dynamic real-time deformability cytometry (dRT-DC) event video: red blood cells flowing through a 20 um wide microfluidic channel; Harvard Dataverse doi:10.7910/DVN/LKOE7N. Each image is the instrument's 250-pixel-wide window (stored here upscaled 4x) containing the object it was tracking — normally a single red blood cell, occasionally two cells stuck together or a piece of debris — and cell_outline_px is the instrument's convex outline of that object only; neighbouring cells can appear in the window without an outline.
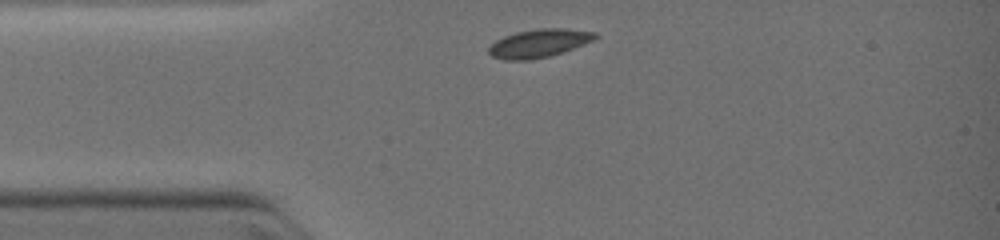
{"species": "common noctule bat (a hibernating species)", "species_latin": "Nyctalus noctula", "temperature_condition": "warm", "stored_images_in_passage": 3, "camera_frame_rate_fps": 3000, "um_per_image_px": 0.085, "animal": {"sex": "female", "body_mass_g": 19.0, "forearm_length_mm": 51.5}, "frame": {"image": 1, "passage_image": 1, "time_ms": 0.0, "image_size_px": [1000, 240], "cell_outline_px": [[600, 36], [592, 40], [572, 48], [548, 56], [528, 60], [504, 60], [492, 56], [488, 52], [488, 48], [496, 40], [504, 36], [516, 32], [540, 28], [564, 28], [596, 32]], "centroid_in_image_um": [45.79, 3.66], "position_along_channel_um": 39.2, "area_um2": 17.28}}
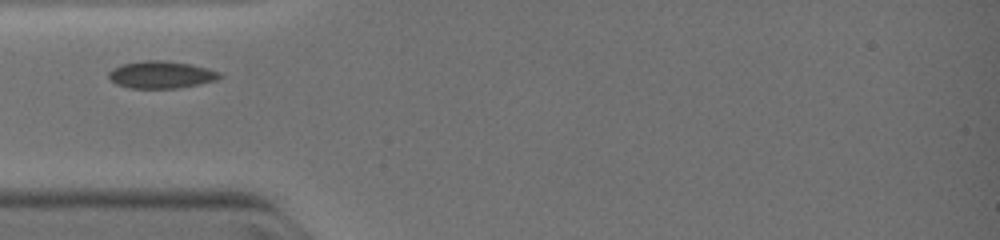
{"frame": {"image": 2, "passage_image": 3, "time_ms": 1.0, "image_size_px": [1000, 240], "cell_outline_px": [[220, 76], [216, 80], [176, 88], [132, 88], [116, 84], [108, 76], [108, 72], [112, 68], [124, 64], [144, 60], [164, 60], [188, 64], [220, 72]], "centroid_in_image_um": [13.64, 6.34], "position_along_channel_um": 71.4, "area_um2": 17.22}}